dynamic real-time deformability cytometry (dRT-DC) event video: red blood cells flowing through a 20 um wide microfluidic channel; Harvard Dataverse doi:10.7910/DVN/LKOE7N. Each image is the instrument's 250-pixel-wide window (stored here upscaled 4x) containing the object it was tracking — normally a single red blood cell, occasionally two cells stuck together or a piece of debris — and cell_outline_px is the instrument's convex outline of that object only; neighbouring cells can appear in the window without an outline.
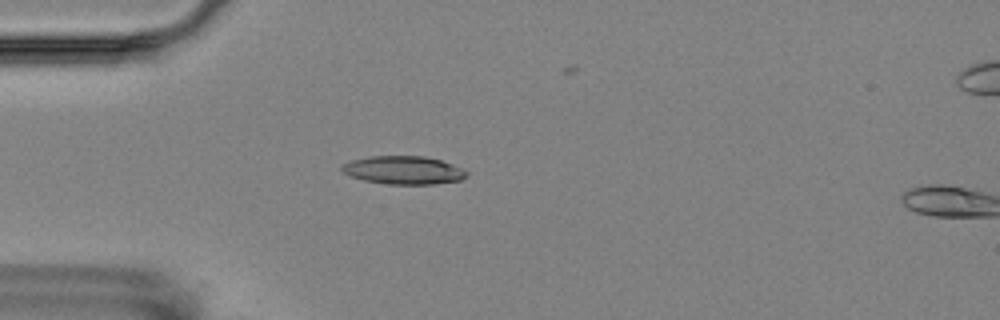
{"species": "Egyptian fruit bat (a non-hibernating species)", "species_latin": "Rousettus aegyptiacus", "temperature_condition": "room temperature", "stored_images_in_passage": 5, "camera_frame_rate_fps": 3000, "um_per_image_px": 0.085, "animal": {"sex": "female"}, "frame": {"image": 1, "passage_image": 4, "time_ms": 4.333, "image_size_px": [1000, 320], "cell_outline_px": [[468, 176], [460, 180], [436, 184], [388, 184], [364, 180], [340, 172], [340, 168], [344, 164], [352, 160], [368, 156], [424, 156], [440, 160], [464, 168], [468, 172]], "centroid_in_image_um": [34.32, 14.46], "position_along_channel_um": 50.7, "area_um2": 20.58}}